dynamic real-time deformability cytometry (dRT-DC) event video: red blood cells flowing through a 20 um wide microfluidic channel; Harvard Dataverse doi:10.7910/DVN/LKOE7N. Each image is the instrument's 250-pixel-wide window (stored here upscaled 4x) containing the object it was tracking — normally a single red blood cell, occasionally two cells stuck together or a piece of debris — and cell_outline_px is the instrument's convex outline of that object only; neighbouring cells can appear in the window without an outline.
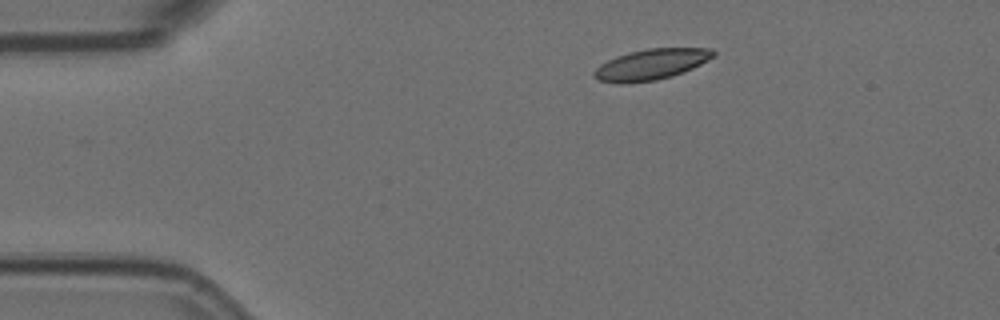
{"species": "Egyptian fruit bat (a non-hibernating species)", "species_latin": "Rousettus aegyptiacus", "temperature_condition": "room temperature", "stored_images_in_passage": 48, "camera_frame_rate_fps": 3000, "um_per_image_px": 0.085, "animal": {"sex": "female"}, "frame": {"image": 1, "passage_image": 1, "time_ms": 0.0, "image_size_px": [1000, 320], "cell_outline_px": [[716, 52], [708, 60], [692, 68], [672, 76], [656, 80], [600, 80], [592, 76], [592, 72], [600, 64], [616, 56], [628, 52], [648, 48], [712, 48]], "centroid_in_image_um": [55.4, 5.41], "position_along_channel_um": 29.6, "area_um2": 20.52}}
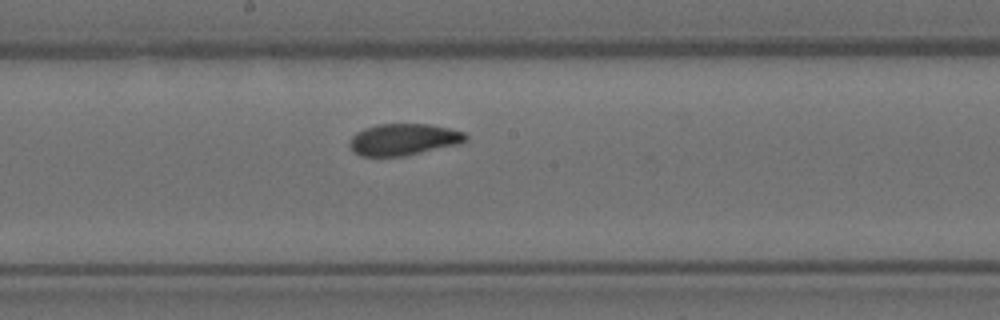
{"frame": {"image": 2, "passage_image": 21, "time_ms": 6.667, "image_size_px": [1000, 320], "cell_outline_px": [[468, 140], [460, 144], [404, 156], [360, 156], [352, 152], [348, 144], [348, 140], [356, 132], [364, 128], [376, 124], [428, 124], [448, 128], [464, 132], [468, 136]], "centroid_in_image_um": [34.27, 11.86], "position_along_channel_um": 213.9, "area_um2": 21.68}}
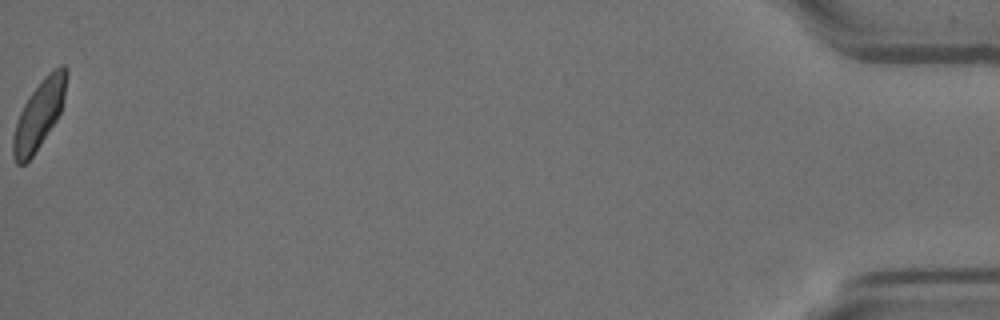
{"frame": {"image": 3, "passage_image": 48, "time_ms": 15.667, "image_size_px": [1000, 320], "cell_outline_px": [[68, 72], [64, 96], [60, 112], [56, 120], [32, 156], [24, 164], [16, 164], [12, 156], [12, 136], [16, 120], [28, 96], [44, 76], [52, 68], [60, 64], [64, 64], [68, 68]], "centroid_in_image_um": [3.31, 9.68], "position_along_channel_um": 431.9, "area_um2": 21.33}, "authors_computed_cell_mechanics": {"area_um2": 21.5883, "velocity_mm_per_s": 3.565, "shape_relaxation_time_tau1_ms": 3.3124, "shape_relaxation_time_tau2_ms": 2.4136, "deformation_change_tau1": 0.109, "deformation_change_tau2": 0.0646}}